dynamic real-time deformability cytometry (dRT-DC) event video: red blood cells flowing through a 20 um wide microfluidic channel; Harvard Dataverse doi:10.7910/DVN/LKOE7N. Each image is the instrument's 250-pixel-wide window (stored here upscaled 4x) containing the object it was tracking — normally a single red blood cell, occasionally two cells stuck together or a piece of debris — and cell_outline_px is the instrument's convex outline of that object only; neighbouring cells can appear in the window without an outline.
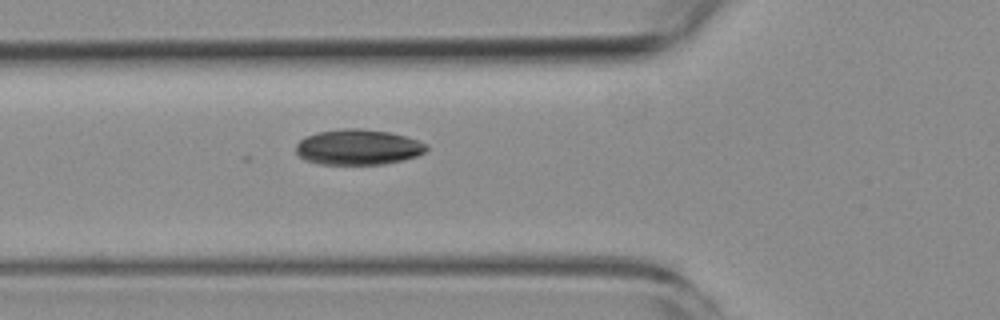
{"species": "common noctule bat (a hibernating species)", "species_latin": "Nyctalus noctula", "temperature_condition": "room temperature", "stored_images_in_passage": 4, "camera_frame_rate_fps": 3000, "um_per_image_px": 0.085, "animal": {"sex": "female", "body_mass_g": 19.3, "forearm_length_mm": 54.1}, "frame": {"image": 1, "passage_image": 4, "time_ms": 4.667, "image_size_px": [1000, 320], "cell_outline_px": [[428, 148], [424, 152], [416, 156], [404, 160], [384, 164], [316, 164], [304, 160], [296, 152], [296, 144], [304, 136], [316, 132], [340, 128], [360, 128], [388, 132], [404, 136], [428, 144]], "centroid_in_image_um": [30.4, 12.5], "position_along_channel_um": 95.4, "area_um2": 27.17}}